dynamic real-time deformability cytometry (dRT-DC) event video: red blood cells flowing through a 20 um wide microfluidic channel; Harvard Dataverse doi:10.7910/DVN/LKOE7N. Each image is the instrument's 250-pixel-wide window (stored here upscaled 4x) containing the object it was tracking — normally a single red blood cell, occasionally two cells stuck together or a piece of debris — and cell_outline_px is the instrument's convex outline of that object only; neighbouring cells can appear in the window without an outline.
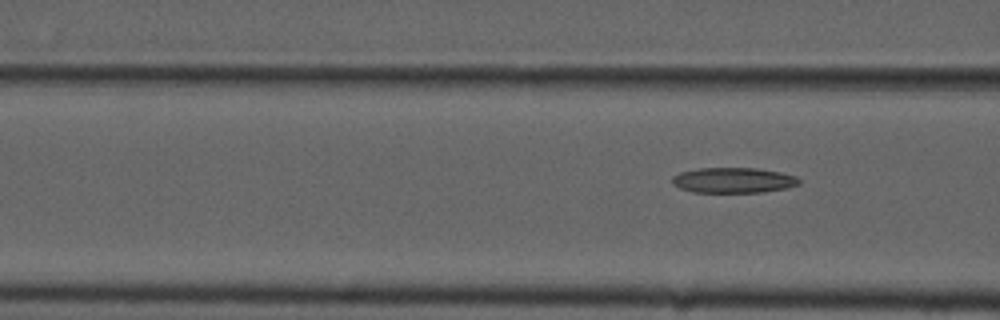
{"species": "common noctule bat (a hibernating species)", "species_latin": "Nyctalus noctula", "temperature_condition": "cold", "stored_images_in_passage": 11, "segment_of_instrument_passage": [2, 2], "camera_frame_rate_fps": 3000, "um_per_image_px": 0.085, "animal": {"sex": "male", "forearm_length_mm": 52.5}, "frame": {"image": 1, "passage_image": 11, "time_ms": 3.333, "image_size_px": [1000, 320], "cell_outline_px": [[800, 184], [788, 188], [764, 192], [692, 192], [680, 188], [672, 184], [672, 176], [680, 172], [700, 168], [756, 168], [780, 172], [796, 176], [800, 180]], "centroid_in_image_um": [62.34, 15.32], "position_along_channel_um": 104.3, "area_um2": 18.84}}